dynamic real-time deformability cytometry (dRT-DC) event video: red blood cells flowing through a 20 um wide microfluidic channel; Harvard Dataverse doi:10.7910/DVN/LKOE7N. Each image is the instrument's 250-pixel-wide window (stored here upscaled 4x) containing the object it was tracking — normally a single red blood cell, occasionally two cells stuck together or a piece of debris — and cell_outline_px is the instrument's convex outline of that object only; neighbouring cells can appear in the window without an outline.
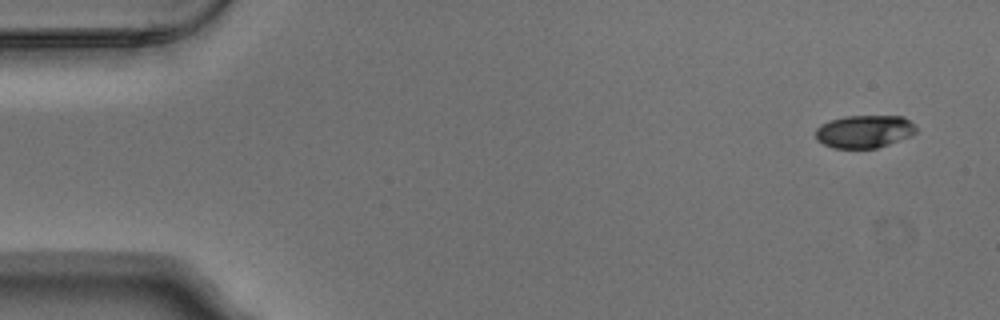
{"species": "Egyptian fruit bat (a non-hibernating species)", "species_latin": "Rousettus aegyptiacus", "temperature_condition": "warm", "stored_images_in_passage": 7, "camera_frame_rate_fps": 3000, "um_per_image_px": 0.085, "animal": {"sex": "male"}, "frame": {"image": 1, "passage_image": 1, "time_ms": 0.0, "image_size_px": [1000, 320], "cell_outline_px": [[916, 132], [908, 136], [888, 144], [876, 148], [832, 148], [816, 140], [816, 128], [820, 124], [828, 120], [844, 116], [904, 116], [916, 128]], "centroid_in_image_um": [73.4, 11.17], "position_along_channel_um": 11.6, "area_um2": 19.13}}
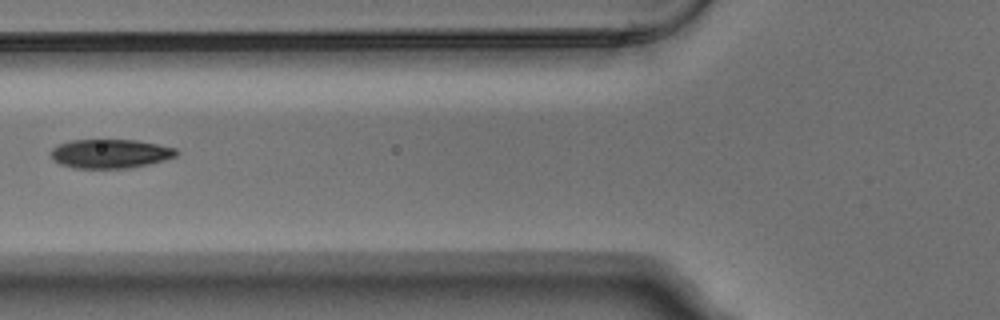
{"frame": {"image": 2, "passage_image": 6, "time_ms": 1.667, "image_size_px": [1000, 320], "cell_outline_px": [[176, 156], [164, 160], [148, 164], [128, 168], [72, 168], [60, 164], [52, 160], [52, 148], [56, 144], [68, 140], [136, 140], [176, 148]], "centroid_in_image_um": [9.31, 13.06], "position_along_channel_um": 116.5, "area_um2": 21.21}}
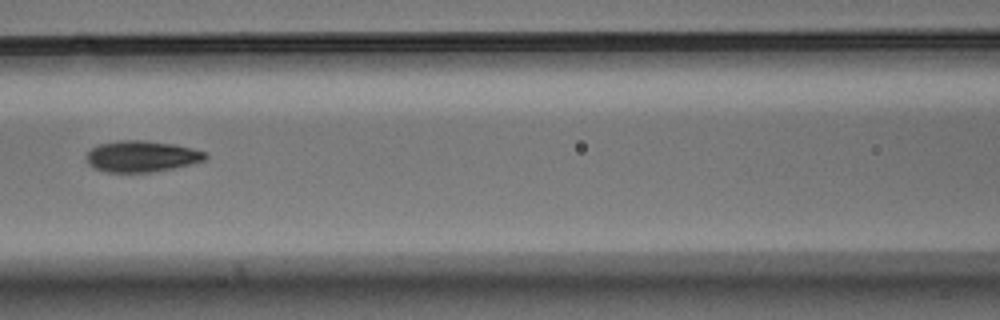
{"frame": {"image": 3, "passage_image": 7, "time_ms": 2.0, "image_size_px": [1000, 320], "cell_outline_px": [[208, 156], [204, 160], [172, 168], [152, 172], [104, 172], [92, 168], [88, 164], [88, 152], [92, 148], [100, 144], [120, 140], [144, 140], [172, 144], [192, 148], [204, 152]], "centroid_in_image_um": [12.0, 13.29], "position_along_channel_um": 154.6, "area_um2": 21.39}}